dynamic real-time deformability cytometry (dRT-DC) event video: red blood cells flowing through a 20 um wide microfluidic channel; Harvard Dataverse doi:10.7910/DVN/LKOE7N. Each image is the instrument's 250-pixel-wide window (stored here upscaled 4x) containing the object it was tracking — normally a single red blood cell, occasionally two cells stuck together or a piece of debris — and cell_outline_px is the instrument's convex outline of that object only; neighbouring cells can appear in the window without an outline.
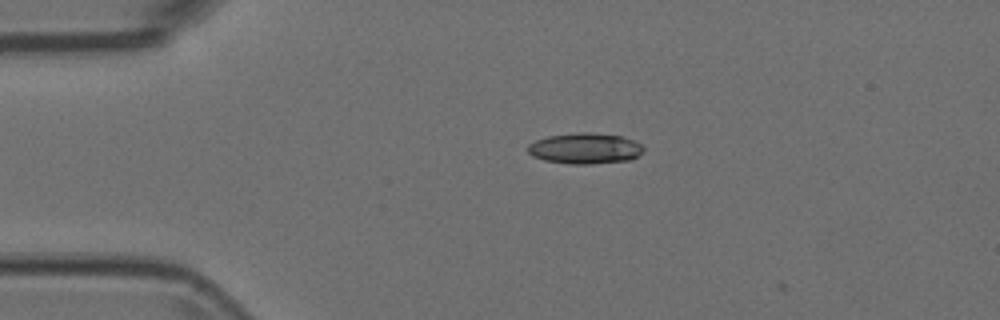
{"species": "Egyptian fruit bat (a non-hibernating species)", "species_latin": "Rousettus aegyptiacus", "temperature_condition": "room temperature", "stored_images_in_passage": 2, "camera_frame_rate_fps": 3000, "um_per_image_px": 0.085, "animal": {"sex": "female"}, "frame": {"image": 1, "passage_image": 1, "time_ms": 0.0, "image_size_px": [1000, 320], "cell_outline_px": [[644, 152], [628, 160], [588, 164], [572, 164], [544, 160], [532, 156], [528, 152], [528, 144], [536, 140], [548, 136], [580, 132], [588, 132], [620, 136], [632, 140], [640, 144], [644, 148]], "centroid_in_image_um": [49.7, 12.61], "position_along_channel_um": 35.3, "area_um2": 20.58}}